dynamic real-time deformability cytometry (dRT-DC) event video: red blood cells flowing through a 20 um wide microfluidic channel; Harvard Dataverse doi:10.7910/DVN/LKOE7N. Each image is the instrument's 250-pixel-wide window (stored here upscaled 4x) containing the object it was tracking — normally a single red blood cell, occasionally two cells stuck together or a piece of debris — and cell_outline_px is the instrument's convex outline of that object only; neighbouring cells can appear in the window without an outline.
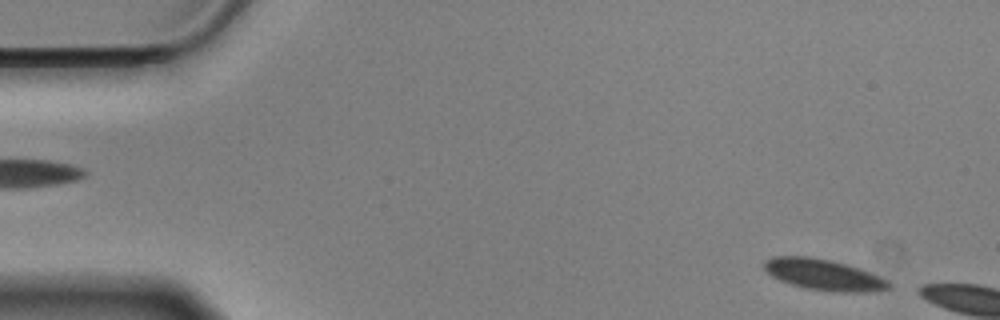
{"species": "Egyptian fruit bat (a non-hibernating species)", "species_latin": "Rousettus aegyptiacus", "temperature_condition": "cold", "stored_images_in_passage": 9, "camera_frame_rate_fps": 3000, "um_per_image_px": 0.085, "animal": {"sex": "male"}, "frame": {"image": 1, "passage_image": 2, "time_ms": 0.333, "image_size_px": [1000, 320], "cell_outline_px": [[892, 288], [876, 292], [832, 292], [808, 288], [792, 284], [780, 280], [772, 276], [764, 268], [764, 260], [772, 256], [808, 256], [832, 260], [880, 276], [888, 280], [892, 284]], "centroid_in_image_um": [70.04, 23.36], "position_along_channel_um": 15.0, "area_um2": 22.54}}